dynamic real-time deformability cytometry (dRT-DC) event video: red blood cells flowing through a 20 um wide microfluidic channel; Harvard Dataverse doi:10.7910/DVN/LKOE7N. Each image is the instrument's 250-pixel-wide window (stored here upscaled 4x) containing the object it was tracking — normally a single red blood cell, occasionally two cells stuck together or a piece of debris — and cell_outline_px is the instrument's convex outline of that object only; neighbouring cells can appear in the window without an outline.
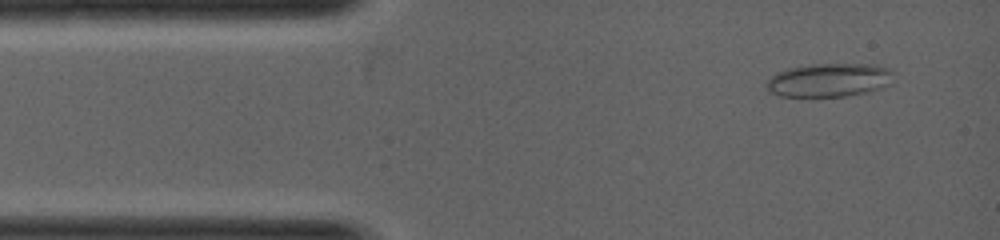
{"species": "common noctule bat (a hibernating species)", "species_latin": "Nyctalus noctula", "temperature_condition": "warm", "stored_images_in_passage": 4, "segment_of_instrument_passage": [2, 2], "camera_frame_rate_fps": 5000, "um_per_image_px": 0.085, "animal": {"sex": "female", "body_mass_g": 19.0, "forearm_length_mm": 53.3}, "frame": {"image": 1, "passage_image": 4, "time_ms": 2.2, "image_size_px": [1000, 240], "cell_outline_px": [[892, 84], [868, 92], [844, 96], [780, 96], [768, 92], [764, 84], [776, 72], [788, 68], [816, 64], [872, 64], [888, 68], [892, 72]], "centroid_in_image_um": [70.46, 6.81], "position_along_channel_um": 14.5, "area_um2": 24.91}}